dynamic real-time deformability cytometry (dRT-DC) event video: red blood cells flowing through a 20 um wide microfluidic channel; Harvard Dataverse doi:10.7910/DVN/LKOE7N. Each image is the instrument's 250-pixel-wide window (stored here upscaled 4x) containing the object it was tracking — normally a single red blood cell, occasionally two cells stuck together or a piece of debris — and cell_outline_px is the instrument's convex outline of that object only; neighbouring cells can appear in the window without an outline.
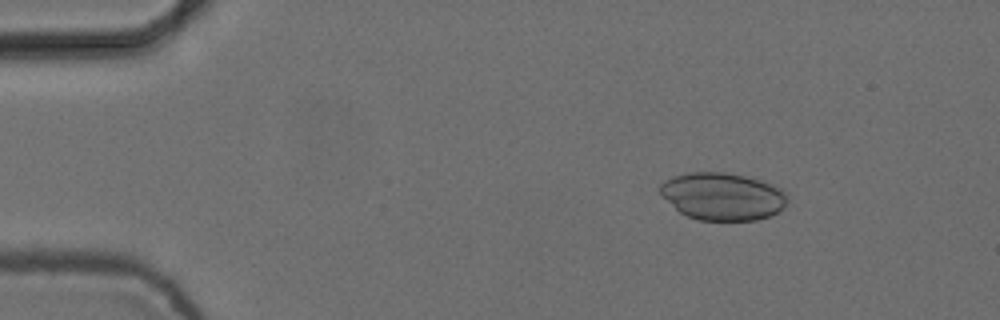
{"species": "common noctule bat (a hibernating species)", "species_latin": "Nyctalus noctula", "temperature_condition": "cold", "stored_images_in_passage": 5, "camera_frame_rate_fps": 3000, "um_per_image_px": 0.085, "animal": {"sex": "female", "body_mass_g": 24.6, "forearm_length_mm": 56.2}, "frame": {"image": 1, "passage_image": 2, "time_ms": 0.333, "image_size_px": [1000, 320], "cell_outline_px": [[788, 204], [776, 212], [768, 216], [756, 220], [700, 220], [688, 216], [680, 212], [660, 192], [660, 184], [664, 180], [672, 176], [688, 172], [724, 172], [744, 176], [760, 180], [784, 188], [788, 192]], "centroid_in_image_um": [61.47, 16.68], "position_along_channel_um": 23.5, "area_um2": 35.26}}